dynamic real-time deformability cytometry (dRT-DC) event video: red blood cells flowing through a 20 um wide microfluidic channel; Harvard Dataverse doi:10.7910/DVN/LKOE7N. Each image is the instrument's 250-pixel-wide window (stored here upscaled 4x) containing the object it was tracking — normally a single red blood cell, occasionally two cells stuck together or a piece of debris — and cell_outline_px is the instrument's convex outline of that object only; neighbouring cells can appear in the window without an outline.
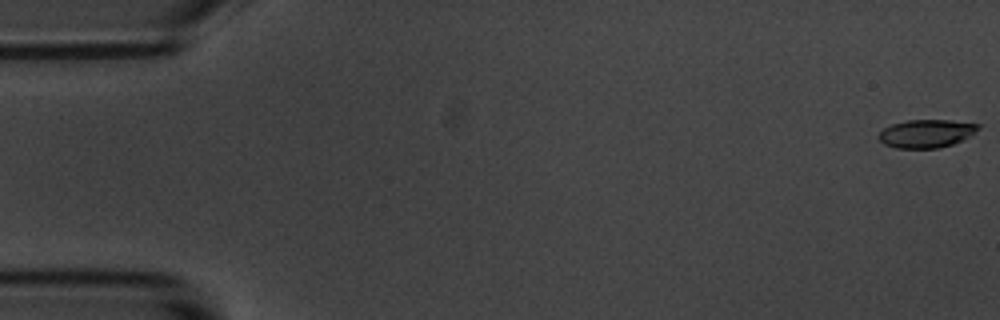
{"species": "common noctule bat (a hibernating species)", "species_latin": "Nyctalus noctula", "temperature_condition": "room temperature", "stored_images_in_passage": 8, "camera_frame_rate_fps": 3000, "um_per_image_px": 0.085, "animal": {"sex": "male", "body_mass_g": 20.1, "forearm_length_mm": 53.5}, "frame": {"image": 1, "passage_image": 1, "time_ms": 0.0, "image_size_px": [1000, 320], "cell_outline_px": [[980, 128], [968, 136], [952, 144], [940, 148], [896, 148], [884, 144], [876, 136], [884, 128], [892, 124], [908, 120], [952, 120], [980, 124]], "centroid_in_image_um": [78.71, 11.34], "position_along_channel_um": 6.3, "area_um2": 16.24}}
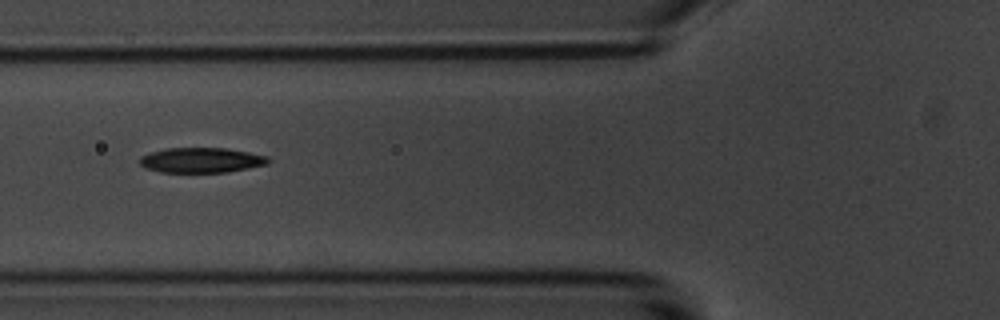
{"frame": {"image": 2, "passage_image": 7, "time_ms": 7.0, "image_size_px": [1000, 320], "cell_outline_px": [[272, 160], [268, 164], [228, 172], [160, 172], [144, 168], [140, 164], [140, 156], [164, 148], [224, 148], [248, 152], [268, 156]], "centroid_in_image_um": [17.12, 13.61], "position_along_channel_um": 108.7, "area_um2": 18.84}}
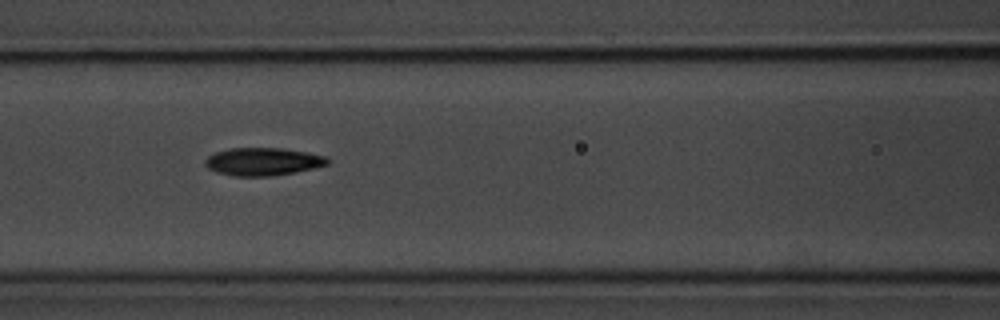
{"frame": {"image": 3, "passage_image": 8, "time_ms": 8.0, "image_size_px": [1000, 320], "cell_outline_px": [[328, 164], [296, 172], [272, 176], [232, 176], [216, 172], [208, 168], [204, 164], [204, 160], [208, 156], [216, 152], [228, 148], [280, 148], [308, 152], [324, 156], [328, 160]], "centroid_in_image_um": [22.3, 13.74], "position_along_channel_um": 144.3, "area_um2": 19.83}}